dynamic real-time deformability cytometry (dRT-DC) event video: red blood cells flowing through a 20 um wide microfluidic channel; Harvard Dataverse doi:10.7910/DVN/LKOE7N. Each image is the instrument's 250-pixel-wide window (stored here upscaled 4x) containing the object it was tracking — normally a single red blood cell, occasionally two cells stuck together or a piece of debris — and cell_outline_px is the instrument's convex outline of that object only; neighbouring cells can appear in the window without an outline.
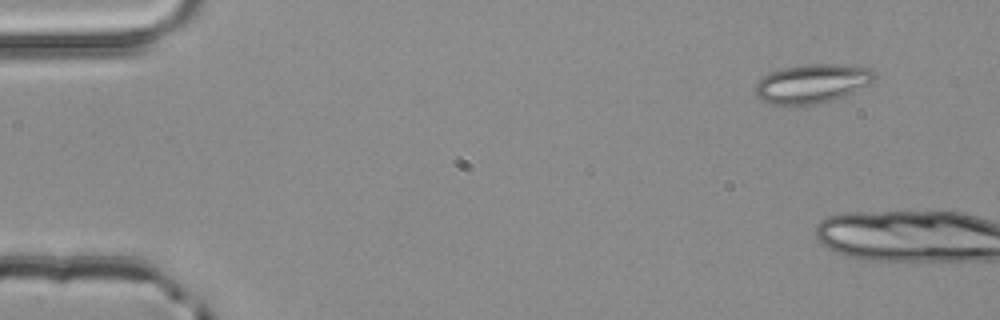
{"species": "common noctule bat (a hibernating species)", "species_latin": "Nyctalus noctula", "temperature_condition": "room temperature", "stored_images_in_passage": 5, "camera_frame_rate_fps": 3000, "um_per_image_px": 0.085, "animal": {"sex": "male", "body_mass_g": 20.4}, "frame": {"image": 1, "passage_image": 1, "time_ms": 0.0, "image_size_px": [1000, 320], "cell_outline_px": [[876, 80], [852, 92], [816, 104], [768, 104], [760, 100], [756, 96], [756, 84], [768, 72], [780, 68], [804, 64], [836, 64], [872, 68], [876, 72]], "centroid_in_image_um": [69.01, 7.08], "position_along_channel_um": 16.0, "area_um2": 26.93}}